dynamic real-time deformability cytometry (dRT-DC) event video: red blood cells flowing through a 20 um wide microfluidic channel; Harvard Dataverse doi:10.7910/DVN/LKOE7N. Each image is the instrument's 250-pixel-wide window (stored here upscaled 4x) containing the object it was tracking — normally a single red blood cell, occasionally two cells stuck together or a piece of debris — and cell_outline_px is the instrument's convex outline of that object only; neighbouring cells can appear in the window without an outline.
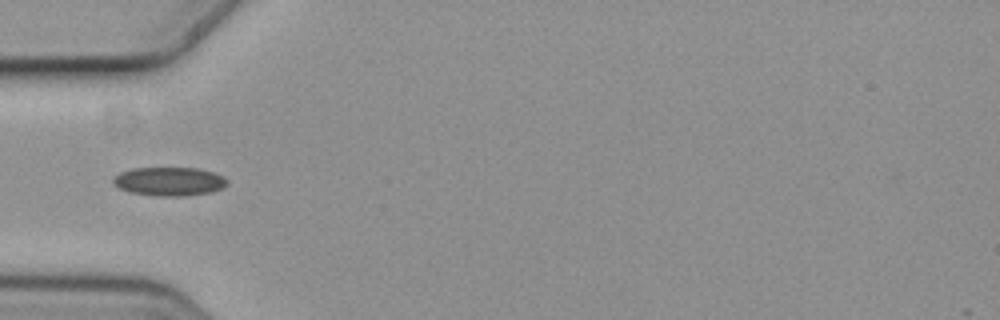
{"species": "common noctule bat (a hibernating species)", "species_latin": "Nyctalus noctula", "temperature_condition": "cold", "stored_images_in_passage": 5, "camera_frame_rate_fps": 3000, "um_per_image_px": 0.085, "animal": {"sex": "female", "body_mass_g": 19.3, "forearm_length_mm": 54.1}, "frame": {"image": 1, "passage_image": 3, "time_ms": 0.667, "image_size_px": [1000, 320], "cell_outline_px": [[228, 184], [212, 192], [184, 196], [156, 196], [132, 192], [120, 188], [112, 184], [112, 180], [120, 172], [132, 168], [200, 168], [224, 176], [228, 180]], "centroid_in_image_um": [14.4, 15.42], "position_along_channel_um": 70.6, "area_um2": 19.07}}
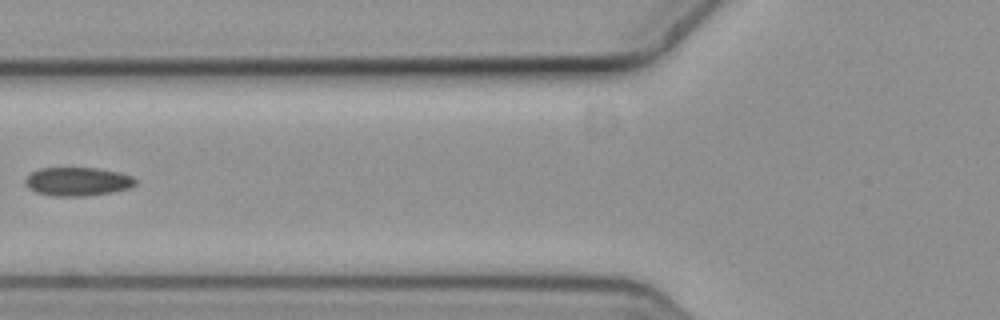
{"frame": {"image": 2, "passage_image": 4, "time_ms": 1.0, "image_size_px": [1000, 320], "cell_outline_px": [[136, 184], [128, 188], [112, 192], [84, 196], [52, 196], [36, 192], [28, 188], [24, 184], [24, 180], [32, 172], [40, 168], [96, 168], [116, 172], [132, 176], [136, 180]], "centroid_in_image_um": [6.56, 15.44], "position_along_channel_um": 119.2, "area_um2": 18.26}}
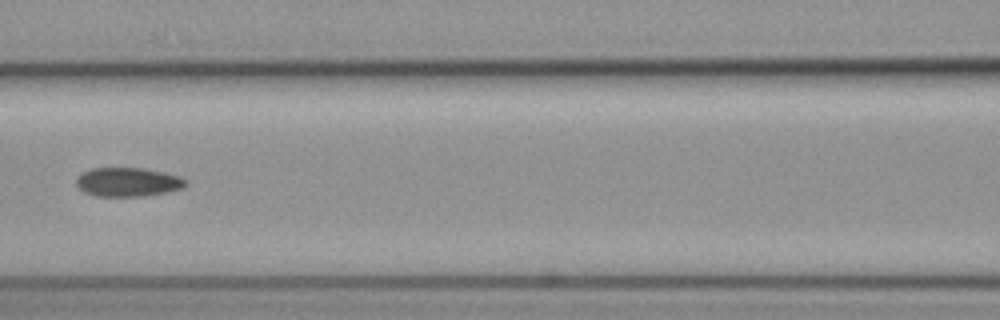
{"frame": {"image": 3, "passage_image": 5, "time_ms": 1.333, "image_size_px": [1000, 320], "cell_outline_px": [[188, 184], [180, 188], [168, 192], [144, 196], [96, 196], [84, 192], [76, 184], [76, 180], [84, 172], [92, 168], [144, 168], [164, 172], [180, 176], [188, 180]], "centroid_in_image_um": [10.91, 15.47], "position_along_channel_um": 155.7, "area_um2": 18.44}}